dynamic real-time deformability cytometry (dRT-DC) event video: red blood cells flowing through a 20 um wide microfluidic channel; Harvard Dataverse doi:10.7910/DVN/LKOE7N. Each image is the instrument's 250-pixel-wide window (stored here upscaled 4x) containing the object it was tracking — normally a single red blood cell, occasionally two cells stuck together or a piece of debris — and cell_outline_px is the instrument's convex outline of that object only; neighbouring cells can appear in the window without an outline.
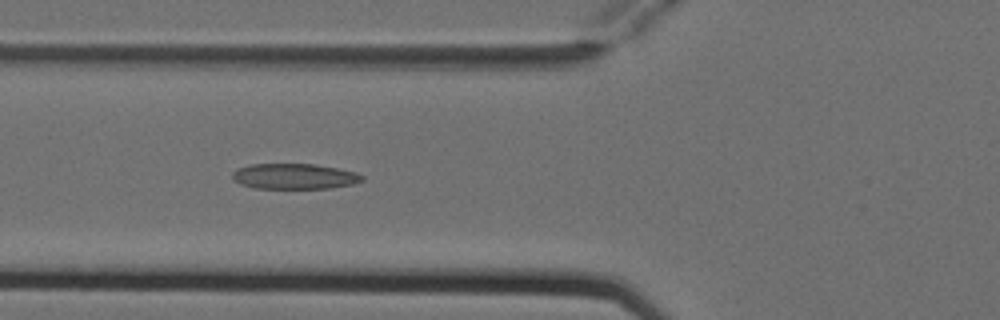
{"species": "Egyptian fruit bat (a non-hibernating species)", "species_latin": "Rousettus aegyptiacus", "temperature_condition": "cold", "stored_images_in_passage": 7, "camera_frame_rate_fps": 3000, "um_per_image_px": 0.085, "animal": {"sex": "female"}, "frame": {"image": 1, "passage_image": 5, "time_ms": 1.333, "image_size_px": [1000, 320], "cell_outline_px": [[364, 180], [352, 184], [332, 188], [256, 188], [240, 184], [232, 180], [232, 172], [236, 168], [248, 164], [316, 164], [356, 172], [364, 176]], "centroid_in_image_um": [24.99, 14.98], "position_along_channel_um": 100.8, "area_um2": 19.42}}
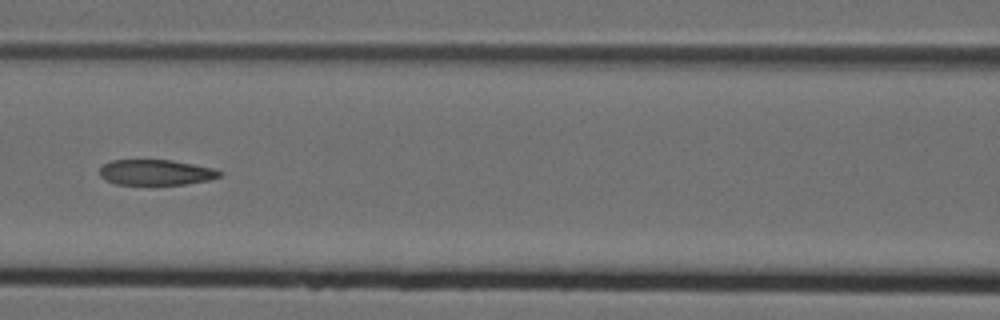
{"frame": {"image": 2, "passage_image": 6, "time_ms": 1.667, "image_size_px": [1000, 320], "cell_outline_px": [[224, 172], [220, 176], [208, 180], [184, 184], [152, 188], [116, 184], [104, 180], [100, 176], [100, 168], [104, 164], [112, 160], [172, 160], [212, 168]], "centroid_in_image_um": [13.21, 14.71], "position_along_channel_um": 153.4, "area_um2": 18.67}}
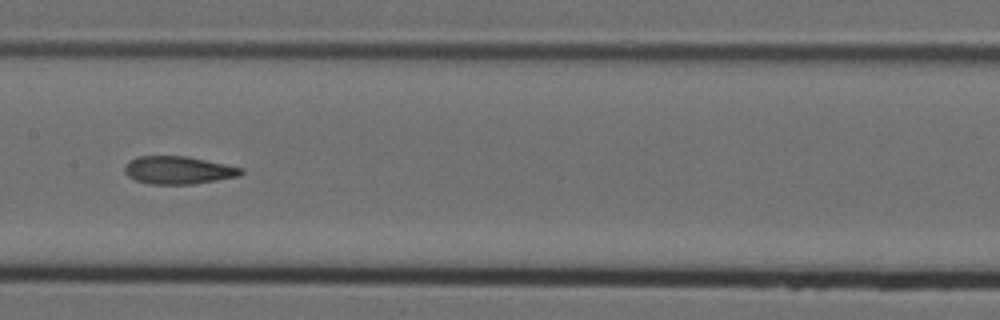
{"frame": {"image": 3, "passage_image": 7, "time_ms": 2.0, "image_size_px": [1000, 320], "cell_outline_px": [[244, 172], [240, 176], [192, 184], [148, 184], [136, 180], [128, 176], [124, 172], [124, 168], [128, 160], [140, 156], [188, 156], [244, 168]], "centroid_in_image_um": [15.16, 14.46], "position_along_channel_um": 192.2, "area_um2": 18.96}}